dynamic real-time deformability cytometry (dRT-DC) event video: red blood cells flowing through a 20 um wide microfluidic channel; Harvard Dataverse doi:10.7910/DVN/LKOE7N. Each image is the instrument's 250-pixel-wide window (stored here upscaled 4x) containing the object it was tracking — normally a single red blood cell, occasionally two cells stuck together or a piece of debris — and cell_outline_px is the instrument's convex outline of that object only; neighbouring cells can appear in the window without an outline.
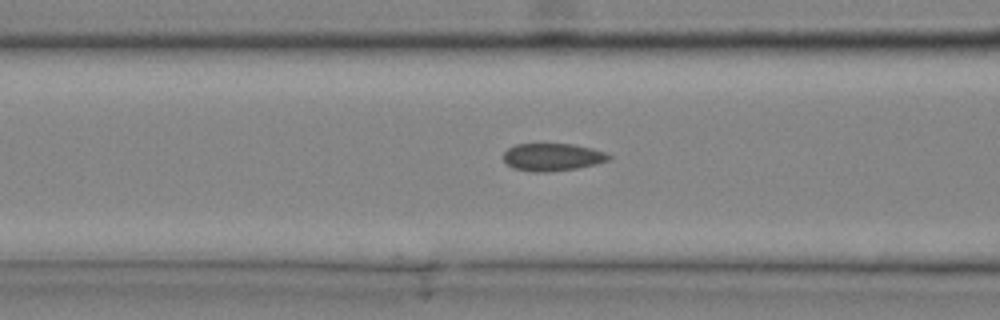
{"species": "common noctule bat (a hibernating species)", "species_latin": "Nyctalus noctula", "temperature_condition": "cold", "stored_images_in_passage": 33, "camera_frame_rate_fps": 3000, "um_per_image_px": 0.085, "animal": {"sex": "male", "body_mass_g": 20.4}, "frame": {"image": 1, "passage_image": 15, "time_ms": 4.667, "image_size_px": [1000, 320], "cell_outline_px": [[612, 156], [608, 160], [596, 164], [576, 168], [544, 172], [532, 172], [512, 168], [504, 160], [504, 152], [508, 148], [516, 144], [572, 144], [592, 148], [604, 152]], "centroid_in_image_um": [46.94, 13.35], "position_along_channel_um": 119.7, "area_um2": 16.82}}